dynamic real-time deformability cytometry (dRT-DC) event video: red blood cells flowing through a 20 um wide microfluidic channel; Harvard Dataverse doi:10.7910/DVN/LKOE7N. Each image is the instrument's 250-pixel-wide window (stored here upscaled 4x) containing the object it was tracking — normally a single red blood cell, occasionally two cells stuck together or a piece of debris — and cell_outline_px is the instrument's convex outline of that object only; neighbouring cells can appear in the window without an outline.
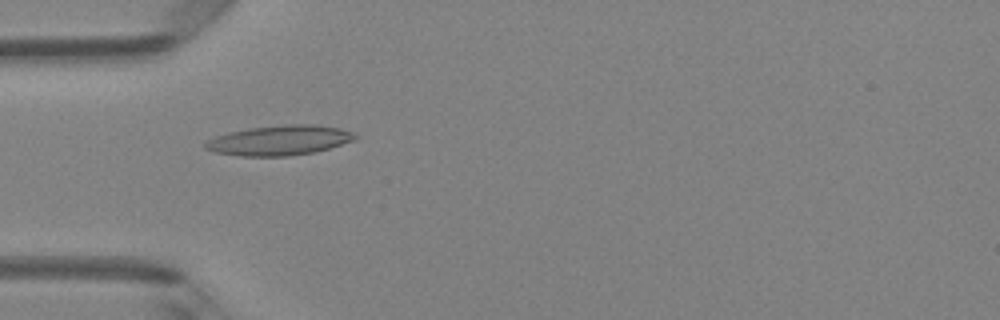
{"species": "Egyptian fruit bat (a non-hibernating species)", "species_latin": "Rousettus aegyptiacus", "temperature_condition": "room temperature", "stored_images_in_passage": 49, "camera_frame_rate_fps": 3000, "um_per_image_px": 0.085, "animal": {"sex": "female"}, "frame": {"image": 1, "passage_image": 15, "time_ms": 4.667, "image_size_px": [1000, 320], "cell_outline_px": [[360, 136], [352, 140], [316, 152], [288, 156], [240, 156], [216, 152], [204, 148], [204, 144], [208, 140], [216, 136], [248, 128], [288, 124], [316, 124], [340, 128], [352, 132]], "centroid_in_image_um": [23.77, 11.92], "position_along_channel_um": 61.2, "area_um2": 25.95}}
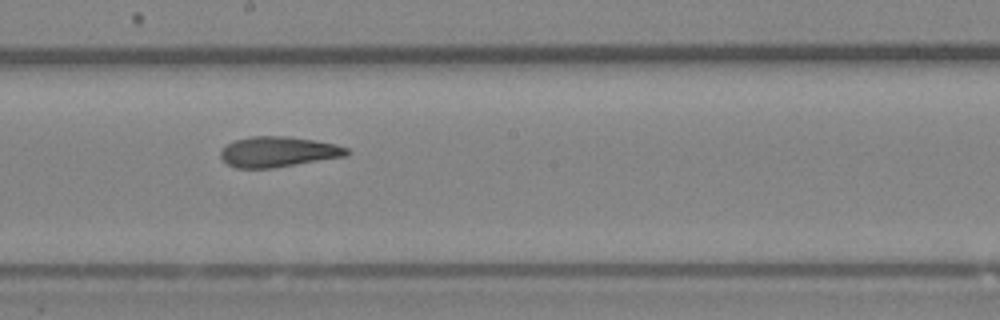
{"frame": {"image": 2, "passage_image": 27, "time_ms": 8.667, "image_size_px": [1000, 320], "cell_outline_px": [[352, 152], [348, 156], [272, 168], [236, 168], [228, 164], [220, 156], [220, 152], [228, 144], [236, 140], [252, 136], [288, 136], [336, 144], [348, 148]], "centroid_in_image_um": [23.7, 12.9], "position_along_channel_um": 224.5, "area_um2": 22.31}}
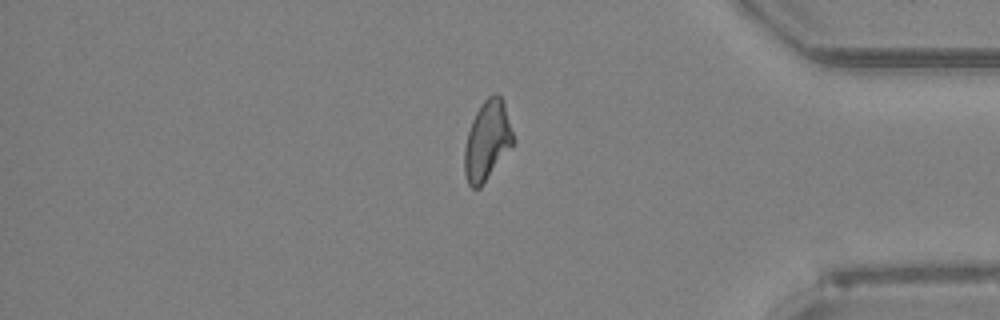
{"frame": {"image": 3, "passage_image": 41, "time_ms": 13.333, "image_size_px": [1000, 320], "cell_outline_px": [[516, 140], [480, 188], [472, 188], [468, 184], [464, 172], [464, 148], [468, 132], [472, 120], [476, 112], [484, 100], [488, 96], [496, 92], [504, 100]], "centroid_in_image_um": [41.42, 11.93], "position_along_channel_um": 393.8, "area_um2": 22.66}, "authors_computed_cell_mechanics": {"area_um2": 22.6576, "velocity_mm_per_s": 4.1499, "shape_relaxation_time_tau1_ms": null, "shape_relaxation_time_tau2_ms": 3.3147, "deformation_change_tau1": null, "deformation_change_tau2": 0.1267}}